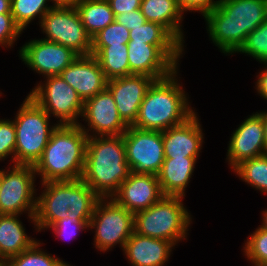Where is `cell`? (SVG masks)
<instances>
[{
	"label": "cell",
	"instance_id": "6da1fadb",
	"mask_svg": "<svg viewBox=\"0 0 267 266\" xmlns=\"http://www.w3.org/2000/svg\"><path fill=\"white\" fill-rule=\"evenodd\" d=\"M203 17L210 40L222 53L232 55L267 20V0H220Z\"/></svg>",
	"mask_w": 267,
	"mask_h": 266
},
{
	"label": "cell",
	"instance_id": "7a4b0ae2",
	"mask_svg": "<svg viewBox=\"0 0 267 266\" xmlns=\"http://www.w3.org/2000/svg\"><path fill=\"white\" fill-rule=\"evenodd\" d=\"M41 185L44 189L37 196L35 212L37 232L67 217L90 221L100 197L82 179L48 181Z\"/></svg>",
	"mask_w": 267,
	"mask_h": 266
},
{
	"label": "cell",
	"instance_id": "3957f363",
	"mask_svg": "<svg viewBox=\"0 0 267 266\" xmlns=\"http://www.w3.org/2000/svg\"><path fill=\"white\" fill-rule=\"evenodd\" d=\"M130 172L123 135L88 137L81 179L100 198H111Z\"/></svg>",
	"mask_w": 267,
	"mask_h": 266
},
{
	"label": "cell",
	"instance_id": "277c9868",
	"mask_svg": "<svg viewBox=\"0 0 267 266\" xmlns=\"http://www.w3.org/2000/svg\"><path fill=\"white\" fill-rule=\"evenodd\" d=\"M88 135L79 124H60L52 132L41 158L33 166L40 183L82 177Z\"/></svg>",
	"mask_w": 267,
	"mask_h": 266
},
{
	"label": "cell",
	"instance_id": "5b68a950",
	"mask_svg": "<svg viewBox=\"0 0 267 266\" xmlns=\"http://www.w3.org/2000/svg\"><path fill=\"white\" fill-rule=\"evenodd\" d=\"M178 70L151 84L139 107L133 127L164 131L184 123L195 113L189 105V97L182 83L180 85L178 82Z\"/></svg>",
	"mask_w": 267,
	"mask_h": 266
},
{
	"label": "cell",
	"instance_id": "8992f818",
	"mask_svg": "<svg viewBox=\"0 0 267 266\" xmlns=\"http://www.w3.org/2000/svg\"><path fill=\"white\" fill-rule=\"evenodd\" d=\"M182 201L180 196H163L148 209L135 213L134 232L170 241L174 246L187 239L192 217Z\"/></svg>",
	"mask_w": 267,
	"mask_h": 266
},
{
	"label": "cell",
	"instance_id": "52a82bcc",
	"mask_svg": "<svg viewBox=\"0 0 267 266\" xmlns=\"http://www.w3.org/2000/svg\"><path fill=\"white\" fill-rule=\"evenodd\" d=\"M50 116L30 96H26L13 120L16 129L14 164L32 165L41 158L52 132Z\"/></svg>",
	"mask_w": 267,
	"mask_h": 266
},
{
	"label": "cell",
	"instance_id": "ba28073f",
	"mask_svg": "<svg viewBox=\"0 0 267 266\" xmlns=\"http://www.w3.org/2000/svg\"><path fill=\"white\" fill-rule=\"evenodd\" d=\"M11 167L1 170L0 214L27 213L29 220L34 223V228L37 230L35 222L37 197H34L37 192L34 184L35 169L32 165L22 164H14Z\"/></svg>",
	"mask_w": 267,
	"mask_h": 266
},
{
	"label": "cell",
	"instance_id": "9c48e42d",
	"mask_svg": "<svg viewBox=\"0 0 267 266\" xmlns=\"http://www.w3.org/2000/svg\"><path fill=\"white\" fill-rule=\"evenodd\" d=\"M89 229L95 230L94 247L106 252L117 244L124 248L134 232V214L112 198H100L93 210Z\"/></svg>",
	"mask_w": 267,
	"mask_h": 266
},
{
	"label": "cell",
	"instance_id": "30bf717a",
	"mask_svg": "<svg viewBox=\"0 0 267 266\" xmlns=\"http://www.w3.org/2000/svg\"><path fill=\"white\" fill-rule=\"evenodd\" d=\"M30 91V96L51 117L60 124H79L84 101L60 75L46 77ZM53 114V115H52Z\"/></svg>",
	"mask_w": 267,
	"mask_h": 266
},
{
	"label": "cell",
	"instance_id": "8fae6325",
	"mask_svg": "<svg viewBox=\"0 0 267 266\" xmlns=\"http://www.w3.org/2000/svg\"><path fill=\"white\" fill-rule=\"evenodd\" d=\"M46 41L59 43L78 56L91 55L92 38L84 28L76 7H53L42 18Z\"/></svg>",
	"mask_w": 267,
	"mask_h": 266
},
{
	"label": "cell",
	"instance_id": "7c38bea8",
	"mask_svg": "<svg viewBox=\"0 0 267 266\" xmlns=\"http://www.w3.org/2000/svg\"><path fill=\"white\" fill-rule=\"evenodd\" d=\"M122 135L130 170L158 175L165 159L162 131L128 126Z\"/></svg>",
	"mask_w": 267,
	"mask_h": 266
},
{
	"label": "cell",
	"instance_id": "4fadbf2b",
	"mask_svg": "<svg viewBox=\"0 0 267 266\" xmlns=\"http://www.w3.org/2000/svg\"><path fill=\"white\" fill-rule=\"evenodd\" d=\"M82 117L88 127L81 122L79 126L88 137L118 136L128 128L120 118L115 100L107 88L84 101Z\"/></svg>",
	"mask_w": 267,
	"mask_h": 266
},
{
	"label": "cell",
	"instance_id": "5bb4252c",
	"mask_svg": "<svg viewBox=\"0 0 267 266\" xmlns=\"http://www.w3.org/2000/svg\"><path fill=\"white\" fill-rule=\"evenodd\" d=\"M19 55L25 65L42 74L43 78L60 75L78 56L71 49L44 39L25 43Z\"/></svg>",
	"mask_w": 267,
	"mask_h": 266
},
{
	"label": "cell",
	"instance_id": "9a60e30c",
	"mask_svg": "<svg viewBox=\"0 0 267 266\" xmlns=\"http://www.w3.org/2000/svg\"><path fill=\"white\" fill-rule=\"evenodd\" d=\"M266 154L264 140V111L253 113L244 119L230 137L227 162L234 168L246 159Z\"/></svg>",
	"mask_w": 267,
	"mask_h": 266
},
{
	"label": "cell",
	"instance_id": "2e32d148",
	"mask_svg": "<svg viewBox=\"0 0 267 266\" xmlns=\"http://www.w3.org/2000/svg\"><path fill=\"white\" fill-rule=\"evenodd\" d=\"M154 81L150 76L135 74L107 80L106 88L111 92L118 114L127 126L135 123L139 107Z\"/></svg>",
	"mask_w": 267,
	"mask_h": 266
},
{
	"label": "cell",
	"instance_id": "e0dca14e",
	"mask_svg": "<svg viewBox=\"0 0 267 266\" xmlns=\"http://www.w3.org/2000/svg\"><path fill=\"white\" fill-rule=\"evenodd\" d=\"M163 196L157 175L131 171L111 198L118 205L135 214L148 209Z\"/></svg>",
	"mask_w": 267,
	"mask_h": 266
},
{
	"label": "cell",
	"instance_id": "ac0fdd59",
	"mask_svg": "<svg viewBox=\"0 0 267 266\" xmlns=\"http://www.w3.org/2000/svg\"><path fill=\"white\" fill-rule=\"evenodd\" d=\"M60 76L74 88L83 101L106 88L107 79L94 55L77 56Z\"/></svg>",
	"mask_w": 267,
	"mask_h": 266
},
{
	"label": "cell",
	"instance_id": "d6986e66",
	"mask_svg": "<svg viewBox=\"0 0 267 266\" xmlns=\"http://www.w3.org/2000/svg\"><path fill=\"white\" fill-rule=\"evenodd\" d=\"M195 112L184 123L162 131L165 158L199 157L204 134Z\"/></svg>",
	"mask_w": 267,
	"mask_h": 266
},
{
	"label": "cell",
	"instance_id": "ffe728a7",
	"mask_svg": "<svg viewBox=\"0 0 267 266\" xmlns=\"http://www.w3.org/2000/svg\"><path fill=\"white\" fill-rule=\"evenodd\" d=\"M127 52L130 75H147L160 80L178 69L156 45L129 40Z\"/></svg>",
	"mask_w": 267,
	"mask_h": 266
},
{
	"label": "cell",
	"instance_id": "44dd1931",
	"mask_svg": "<svg viewBox=\"0 0 267 266\" xmlns=\"http://www.w3.org/2000/svg\"><path fill=\"white\" fill-rule=\"evenodd\" d=\"M174 247L170 241L133 232L125 243L123 252L132 266H164Z\"/></svg>",
	"mask_w": 267,
	"mask_h": 266
},
{
	"label": "cell",
	"instance_id": "7402d4cb",
	"mask_svg": "<svg viewBox=\"0 0 267 266\" xmlns=\"http://www.w3.org/2000/svg\"><path fill=\"white\" fill-rule=\"evenodd\" d=\"M198 157L165 158L158 173L164 196L185 197Z\"/></svg>",
	"mask_w": 267,
	"mask_h": 266
},
{
	"label": "cell",
	"instance_id": "603a6c76",
	"mask_svg": "<svg viewBox=\"0 0 267 266\" xmlns=\"http://www.w3.org/2000/svg\"><path fill=\"white\" fill-rule=\"evenodd\" d=\"M140 10L146 21L161 24L184 46V11L178 0H142Z\"/></svg>",
	"mask_w": 267,
	"mask_h": 266
},
{
	"label": "cell",
	"instance_id": "cb8c5ba5",
	"mask_svg": "<svg viewBox=\"0 0 267 266\" xmlns=\"http://www.w3.org/2000/svg\"><path fill=\"white\" fill-rule=\"evenodd\" d=\"M129 35L134 42L156 45L179 68L184 46L161 24L146 21L130 30Z\"/></svg>",
	"mask_w": 267,
	"mask_h": 266
},
{
	"label": "cell",
	"instance_id": "d4e9b609",
	"mask_svg": "<svg viewBox=\"0 0 267 266\" xmlns=\"http://www.w3.org/2000/svg\"><path fill=\"white\" fill-rule=\"evenodd\" d=\"M19 216L0 214V260L18 255L37 242L27 235Z\"/></svg>",
	"mask_w": 267,
	"mask_h": 266
},
{
	"label": "cell",
	"instance_id": "484cf974",
	"mask_svg": "<svg viewBox=\"0 0 267 266\" xmlns=\"http://www.w3.org/2000/svg\"><path fill=\"white\" fill-rule=\"evenodd\" d=\"M128 44L92 46L91 55L98 60L107 80L130 75Z\"/></svg>",
	"mask_w": 267,
	"mask_h": 266
},
{
	"label": "cell",
	"instance_id": "4316f807",
	"mask_svg": "<svg viewBox=\"0 0 267 266\" xmlns=\"http://www.w3.org/2000/svg\"><path fill=\"white\" fill-rule=\"evenodd\" d=\"M76 9L91 38L115 21V15L107 0H80Z\"/></svg>",
	"mask_w": 267,
	"mask_h": 266
},
{
	"label": "cell",
	"instance_id": "83f0119b",
	"mask_svg": "<svg viewBox=\"0 0 267 266\" xmlns=\"http://www.w3.org/2000/svg\"><path fill=\"white\" fill-rule=\"evenodd\" d=\"M232 170L243 182L267 194V154L243 160Z\"/></svg>",
	"mask_w": 267,
	"mask_h": 266
},
{
	"label": "cell",
	"instance_id": "f1b7e54d",
	"mask_svg": "<svg viewBox=\"0 0 267 266\" xmlns=\"http://www.w3.org/2000/svg\"><path fill=\"white\" fill-rule=\"evenodd\" d=\"M50 0H11V14L15 23L25 30V28L30 24V22L39 18L38 22L40 24L44 15L53 8V6L48 5L47 2Z\"/></svg>",
	"mask_w": 267,
	"mask_h": 266
},
{
	"label": "cell",
	"instance_id": "f546056e",
	"mask_svg": "<svg viewBox=\"0 0 267 266\" xmlns=\"http://www.w3.org/2000/svg\"><path fill=\"white\" fill-rule=\"evenodd\" d=\"M43 243L40 240L31 247L18 255L12 256L6 260L8 266H69L55 255L48 254L42 248Z\"/></svg>",
	"mask_w": 267,
	"mask_h": 266
},
{
	"label": "cell",
	"instance_id": "4dcf8cb0",
	"mask_svg": "<svg viewBox=\"0 0 267 266\" xmlns=\"http://www.w3.org/2000/svg\"><path fill=\"white\" fill-rule=\"evenodd\" d=\"M239 52L250 55L260 63L267 62V20L246 36Z\"/></svg>",
	"mask_w": 267,
	"mask_h": 266
},
{
	"label": "cell",
	"instance_id": "1f68e13d",
	"mask_svg": "<svg viewBox=\"0 0 267 266\" xmlns=\"http://www.w3.org/2000/svg\"><path fill=\"white\" fill-rule=\"evenodd\" d=\"M242 250L253 266H267V230L259 226L247 237Z\"/></svg>",
	"mask_w": 267,
	"mask_h": 266
},
{
	"label": "cell",
	"instance_id": "d6a6232c",
	"mask_svg": "<svg viewBox=\"0 0 267 266\" xmlns=\"http://www.w3.org/2000/svg\"><path fill=\"white\" fill-rule=\"evenodd\" d=\"M129 33L125 26L114 21L92 38V46L128 44Z\"/></svg>",
	"mask_w": 267,
	"mask_h": 266
},
{
	"label": "cell",
	"instance_id": "836d02e7",
	"mask_svg": "<svg viewBox=\"0 0 267 266\" xmlns=\"http://www.w3.org/2000/svg\"><path fill=\"white\" fill-rule=\"evenodd\" d=\"M15 144L16 129L13 120L0 119V161L11 156L14 165Z\"/></svg>",
	"mask_w": 267,
	"mask_h": 266
},
{
	"label": "cell",
	"instance_id": "e575fe53",
	"mask_svg": "<svg viewBox=\"0 0 267 266\" xmlns=\"http://www.w3.org/2000/svg\"><path fill=\"white\" fill-rule=\"evenodd\" d=\"M21 28L15 23L11 13L0 14V46L13 47L20 34Z\"/></svg>",
	"mask_w": 267,
	"mask_h": 266
},
{
	"label": "cell",
	"instance_id": "d590c367",
	"mask_svg": "<svg viewBox=\"0 0 267 266\" xmlns=\"http://www.w3.org/2000/svg\"><path fill=\"white\" fill-rule=\"evenodd\" d=\"M90 221H76L70 217L61 219L54 223L52 226L48 227L49 229L54 231L57 238L64 239H73L78 233V231H83L84 229H89ZM69 241V240H68Z\"/></svg>",
	"mask_w": 267,
	"mask_h": 266
},
{
	"label": "cell",
	"instance_id": "8d00e7d4",
	"mask_svg": "<svg viewBox=\"0 0 267 266\" xmlns=\"http://www.w3.org/2000/svg\"><path fill=\"white\" fill-rule=\"evenodd\" d=\"M220 0H178L179 6L183 11H195L203 16L206 12L217 7Z\"/></svg>",
	"mask_w": 267,
	"mask_h": 266
},
{
	"label": "cell",
	"instance_id": "74e56055",
	"mask_svg": "<svg viewBox=\"0 0 267 266\" xmlns=\"http://www.w3.org/2000/svg\"><path fill=\"white\" fill-rule=\"evenodd\" d=\"M115 21L123 26H125L128 30H132L137 26H141L146 22L144 15L142 14L140 9L133 10L130 12H123L119 15L115 16Z\"/></svg>",
	"mask_w": 267,
	"mask_h": 266
},
{
	"label": "cell",
	"instance_id": "f35d334b",
	"mask_svg": "<svg viewBox=\"0 0 267 266\" xmlns=\"http://www.w3.org/2000/svg\"><path fill=\"white\" fill-rule=\"evenodd\" d=\"M114 15L140 9L142 0H107Z\"/></svg>",
	"mask_w": 267,
	"mask_h": 266
},
{
	"label": "cell",
	"instance_id": "ab89813d",
	"mask_svg": "<svg viewBox=\"0 0 267 266\" xmlns=\"http://www.w3.org/2000/svg\"><path fill=\"white\" fill-rule=\"evenodd\" d=\"M261 64L265 65L264 70L259 72L257 75V82H256V90L257 93L263 98L267 100V62H262Z\"/></svg>",
	"mask_w": 267,
	"mask_h": 266
},
{
	"label": "cell",
	"instance_id": "60d3db41",
	"mask_svg": "<svg viewBox=\"0 0 267 266\" xmlns=\"http://www.w3.org/2000/svg\"><path fill=\"white\" fill-rule=\"evenodd\" d=\"M53 7H76L80 0H50Z\"/></svg>",
	"mask_w": 267,
	"mask_h": 266
},
{
	"label": "cell",
	"instance_id": "b9f144b4",
	"mask_svg": "<svg viewBox=\"0 0 267 266\" xmlns=\"http://www.w3.org/2000/svg\"><path fill=\"white\" fill-rule=\"evenodd\" d=\"M11 0H0V14L11 13Z\"/></svg>",
	"mask_w": 267,
	"mask_h": 266
},
{
	"label": "cell",
	"instance_id": "7bdbcfd3",
	"mask_svg": "<svg viewBox=\"0 0 267 266\" xmlns=\"http://www.w3.org/2000/svg\"><path fill=\"white\" fill-rule=\"evenodd\" d=\"M264 140H265V149L267 154V110L264 111Z\"/></svg>",
	"mask_w": 267,
	"mask_h": 266
},
{
	"label": "cell",
	"instance_id": "ee69618b",
	"mask_svg": "<svg viewBox=\"0 0 267 266\" xmlns=\"http://www.w3.org/2000/svg\"><path fill=\"white\" fill-rule=\"evenodd\" d=\"M262 225H260L261 228H264L267 230V209L262 211Z\"/></svg>",
	"mask_w": 267,
	"mask_h": 266
},
{
	"label": "cell",
	"instance_id": "f6af8a7d",
	"mask_svg": "<svg viewBox=\"0 0 267 266\" xmlns=\"http://www.w3.org/2000/svg\"><path fill=\"white\" fill-rule=\"evenodd\" d=\"M0 266H8L6 260H0Z\"/></svg>",
	"mask_w": 267,
	"mask_h": 266
}]
</instances>
